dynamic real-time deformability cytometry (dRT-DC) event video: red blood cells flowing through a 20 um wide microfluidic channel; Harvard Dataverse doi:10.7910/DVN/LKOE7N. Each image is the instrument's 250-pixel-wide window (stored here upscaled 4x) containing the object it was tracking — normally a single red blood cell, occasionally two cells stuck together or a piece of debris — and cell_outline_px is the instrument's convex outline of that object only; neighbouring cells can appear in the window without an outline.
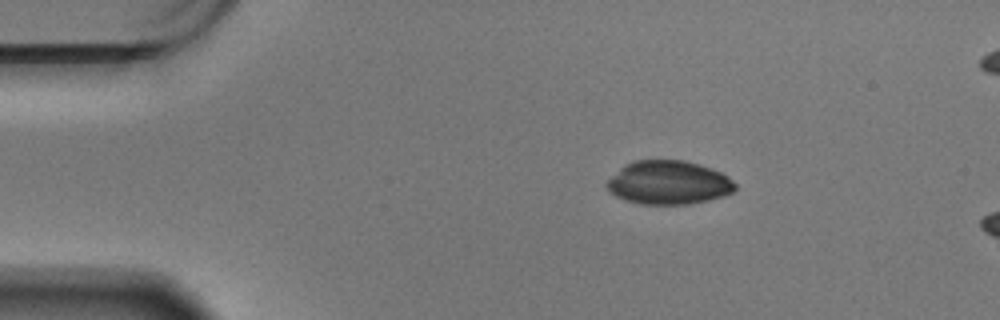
{"species": "Egyptian fruit bat (a non-hibernating species)", "species_latin": "Rousettus aegyptiacus", "temperature_condition": "warm", "stored_images_in_passage": 7, "camera_frame_rate_fps": 3000, "um_per_image_px": 0.085, "animal": {"sex": "male"}, "frame": {"image": 1, "passage_image": 1, "time_ms": 0.0, "image_size_px": [1000, 320], "cell_outline_px": [[736, 188], [732, 192], [724, 196], [708, 200], [688, 204], [640, 204], [624, 200], [608, 192], [604, 184], [624, 164], [636, 160], [684, 160], [700, 164], [712, 168], [728, 176], [736, 184]], "centroid_in_image_um": [56.81, 15.52], "position_along_channel_um": 28.2, "area_um2": 32.89}}